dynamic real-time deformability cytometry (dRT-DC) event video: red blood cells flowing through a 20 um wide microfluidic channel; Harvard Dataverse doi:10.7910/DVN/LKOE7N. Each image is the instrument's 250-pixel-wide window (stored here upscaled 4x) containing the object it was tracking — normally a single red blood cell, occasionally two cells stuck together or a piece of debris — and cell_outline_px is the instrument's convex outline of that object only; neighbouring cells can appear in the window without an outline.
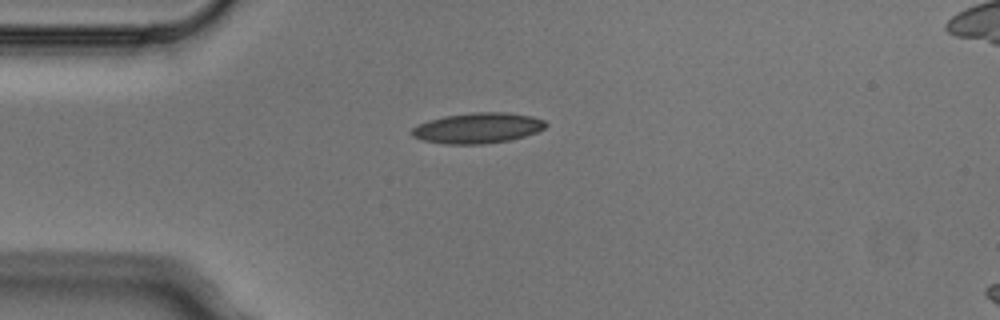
{"species": "Egyptian fruit bat (a non-hibernating species)", "species_latin": "Rousettus aegyptiacus", "temperature_condition": "cold", "stored_images_in_passage": 3, "camera_frame_rate_fps": 3000, "um_per_image_px": 0.085, "animal": {"sex": "male"}, "frame": {"image": 1, "passage_image": 1, "time_ms": 0.0, "image_size_px": [1000, 320], "cell_outline_px": [[548, 124], [544, 128], [536, 132], [524, 136], [508, 140], [484, 144], [444, 144], [424, 140], [412, 136], [408, 132], [412, 128], [428, 120], [444, 116], [472, 112], [508, 112], [532, 116], [544, 120]], "centroid_in_image_um": [40.59, 10.87], "position_along_channel_um": 44.4, "area_um2": 23.87}}
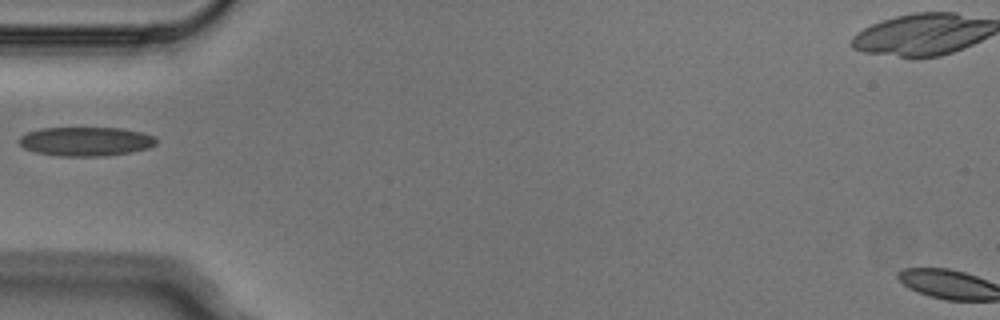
{"frame": {"image": 2, "passage_image": 2, "time_ms": 0.333, "image_size_px": [1000, 320], "cell_outline_px": [[156, 144], [148, 148], [132, 152], [104, 156], [60, 156], [36, 152], [24, 148], [16, 140], [20, 136], [28, 132], [40, 128], [120, 128], [140, 132], [156, 136]], "centroid_in_image_um": [7.28, 12.02], "position_along_channel_um": 77.7, "area_um2": 23.29}}
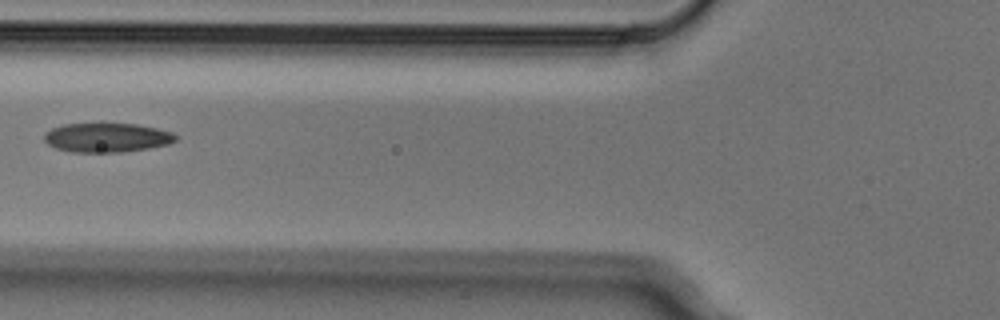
{"frame": {"image": 3, "passage_image": 3, "time_ms": 0.667, "image_size_px": [1000, 320], "cell_outline_px": [[176, 140], [168, 144], [148, 148], [120, 152], [72, 152], [56, 148], [48, 144], [44, 140], [44, 132], [52, 128], [64, 124], [136, 124], [156, 128], [172, 132], [176, 136]], "centroid_in_image_um": [9.05, 11.69], "position_along_channel_um": 116.7, "area_um2": 22.2}}